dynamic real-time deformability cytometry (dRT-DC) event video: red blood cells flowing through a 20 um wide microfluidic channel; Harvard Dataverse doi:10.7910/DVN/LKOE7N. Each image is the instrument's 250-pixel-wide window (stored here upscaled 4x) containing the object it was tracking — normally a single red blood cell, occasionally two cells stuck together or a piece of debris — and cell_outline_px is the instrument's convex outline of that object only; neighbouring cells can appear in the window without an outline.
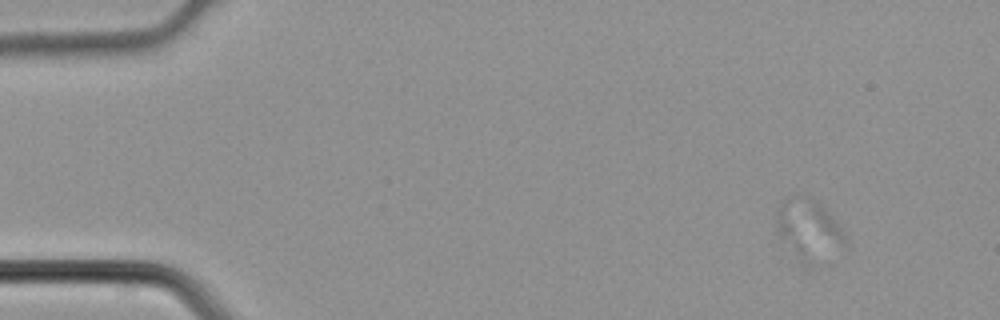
{"species": "common noctule bat (a hibernating species)", "species_latin": "Nyctalus noctula", "temperature_condition": "cold", "stored_images_in_passage": 4, "camera_frame_rate_fps": 3000, "um_per_image_px": 0.085, "animal": {"sex": "male", "body_mass_g": 21.5, "forearm_length_mm": 52.0}, "frame": {"image": 1, "passage_image": 2, "time_ms": 0.333, "image_size_px": [1000, 320], "cell_outline_px": [[848, 248], [812, 268], [800, 264], [776, 232], [776, 212], [780, 200], [796, 192], [804, 192], [812, 196], [836, 220], [844, 232], [848, 240]], "centroid_in_image_um": [68.76, 19.54], "position_along_channel_um": 16.2, "area_um2": 26.3}}